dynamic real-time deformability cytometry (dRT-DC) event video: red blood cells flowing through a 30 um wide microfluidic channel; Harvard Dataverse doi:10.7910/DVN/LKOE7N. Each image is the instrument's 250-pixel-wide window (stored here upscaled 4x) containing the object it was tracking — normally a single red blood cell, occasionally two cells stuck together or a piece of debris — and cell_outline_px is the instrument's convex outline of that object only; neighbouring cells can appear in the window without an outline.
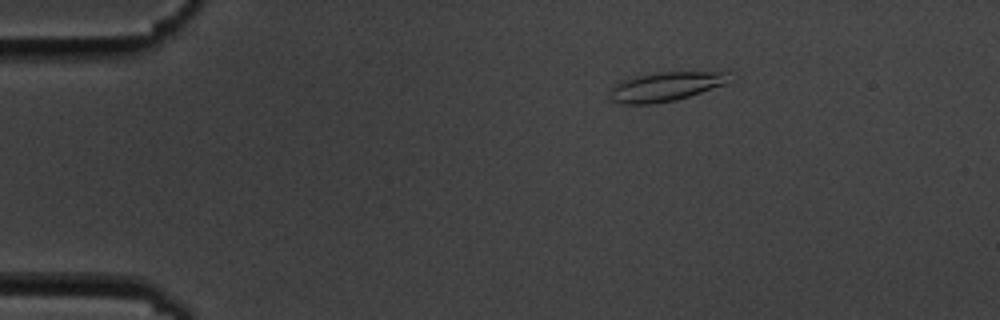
{"species": "common noctule bat (a hibernating species)", "species_latin": "Nyctalus noctula", "temperature_condition": "cold", "stored_images_in_passage": 6, "camera_frame_rate_fps": 3000, "um_per_image_px": 0.085, "animal": {"sex": "male", "body_mass_g": 19.5, "forearm_length_mm": 54.6}, "frame": {"image": 1, "passage_image": 6, "time_ms": 6.667, "image_size_px": [1000, 320], "cell_outline_px": [[736, 80], [728, 84], [676, 100], [652, 104], [620, 104], [612, 100], [608, 96], [612, 88], [620, 80], [636, 76], [660, 72], [728, 72]], "centroid_in_image_um": [56.64, 7.36], "position_along_channel_um": 28.4, "area_um2": 20.63}}